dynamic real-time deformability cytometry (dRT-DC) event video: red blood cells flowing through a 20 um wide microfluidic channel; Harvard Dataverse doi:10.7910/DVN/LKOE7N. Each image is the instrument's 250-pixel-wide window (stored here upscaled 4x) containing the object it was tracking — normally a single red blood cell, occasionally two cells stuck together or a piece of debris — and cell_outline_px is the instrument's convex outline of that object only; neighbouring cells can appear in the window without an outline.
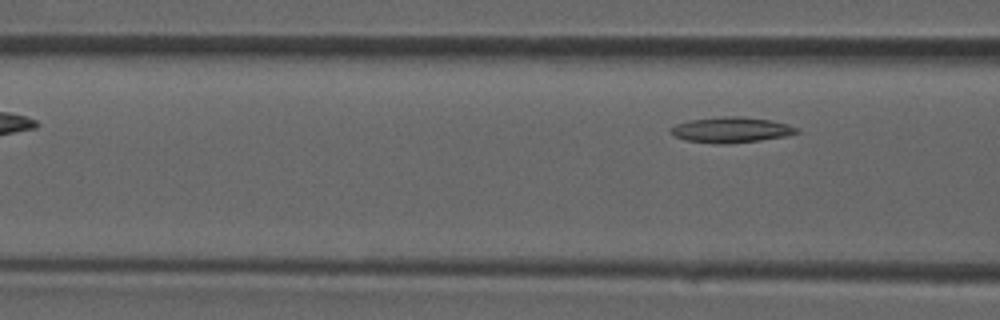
{"species": "common noctule bat (a hibernating species)", "species_latin": "Nyctalus noctula", "temperature_condition": "room temperature", "stored_images_in_passage": 4, "camera_frame_rate_fps": 3000, "um_per_image_px": 0.085, "animal": {"sex": "male", "forearm_length_mm": 52.5}, "frame": {"image": 1, "passage_image": 4, "time_ms": 3.333, "image_size_px": [1000, 320], "cell_outline_px": [[800, 132], [784, 136], [760, 140], [724, 144], [716, 144], [684, 140], [672, 136], [668, 132], [668, 128], [676, 124], [688, 120], [720, 116], [744, 116], [772, 120], [788, 124], [796, 128]], "centroid_in_image_um": [62.06, 11.03], "position_along_channel_um": 104.5, "area_um2": 19.07}}